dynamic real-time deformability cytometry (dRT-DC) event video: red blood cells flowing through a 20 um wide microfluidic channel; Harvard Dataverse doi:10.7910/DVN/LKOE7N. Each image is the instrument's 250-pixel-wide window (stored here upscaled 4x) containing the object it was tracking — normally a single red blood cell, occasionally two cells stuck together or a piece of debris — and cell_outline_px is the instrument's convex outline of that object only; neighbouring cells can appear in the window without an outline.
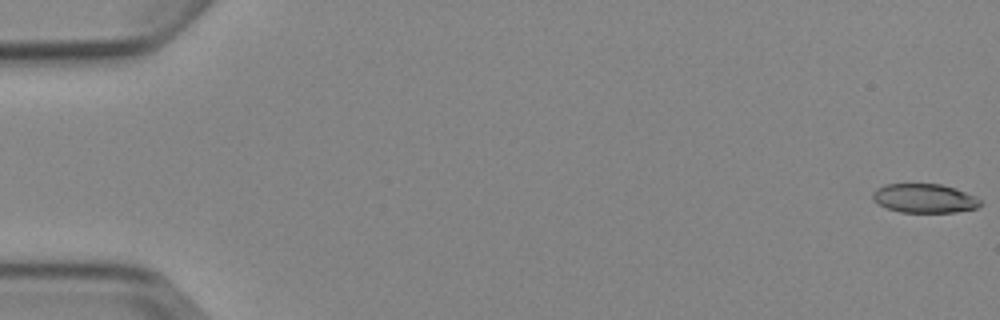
{"species": "Egyptian fruit bat (a non-hibernating species)", "species_latin": "Rousettus aegyptiacus", "temperature_condition": "cold", "stored_images_in_passage": 8, "camera_frame_rate_fps": 3000, "um_per_image_px": 0.085, "animal": {"sex": "female"}, "frame": {"image": 1, "passage_image": 1, "time_ms": 0.0, "image_size_px": [1000, 320], "cell_outline_px": [[980, 204], [976, 208], [956, 212], [900, 212], [888, 208], [872, 200], [872, 192], [876, 188], [884, 184], [940, 184], [956, 188], [976, 196], [980, 200]], "centroid_in_image_um": [78.56, 16.85], "position_along_channel_um": 6.4, "area_um2": 18.21}}
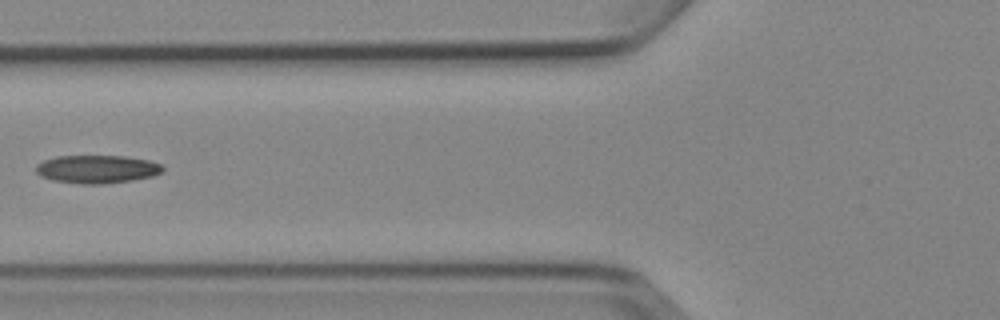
{"frame": {"image": 2, "passage_image": 7, "time_ms": 7.0, "image_size_px": [1000, 320], "cell_outline_px": [[164, 168], [160, 172], [152, 176], [132, 180], [104, 184], [84, 184], [52, 180], [40, 176], [36, 172], [36, 164], [44, 160], [56, 156], [124, 156], [148, 160], [160, 164]], "centroid_in_image_um": [8.21, 14.38], "position_along_channel_um": 117.6, "area_um2": 20.69}}
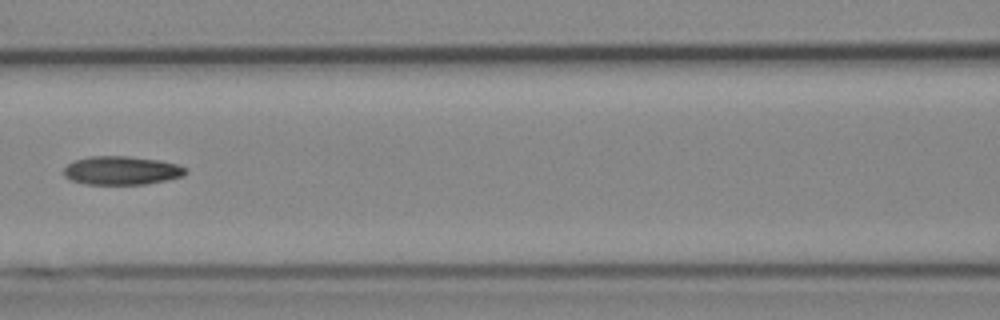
{"frame": {"image": 3, "passage_image": 8, "time_ms": 8.0, "image_size_px": [1000, 320], "cell_outline_px": [[188, 172], [184, 176], [168, 180], [144, 184], [84, 184], [72, 180], [64, 176], [64, 168], [68, 164], [76, 160], [88, 156], [128, 156], [160, 160], [176, 164], [188, 168]], "centroid_in_image_um": [10.37, 14.49], "position_along_channel_um": 156.2, "area_um2": 20.4}}